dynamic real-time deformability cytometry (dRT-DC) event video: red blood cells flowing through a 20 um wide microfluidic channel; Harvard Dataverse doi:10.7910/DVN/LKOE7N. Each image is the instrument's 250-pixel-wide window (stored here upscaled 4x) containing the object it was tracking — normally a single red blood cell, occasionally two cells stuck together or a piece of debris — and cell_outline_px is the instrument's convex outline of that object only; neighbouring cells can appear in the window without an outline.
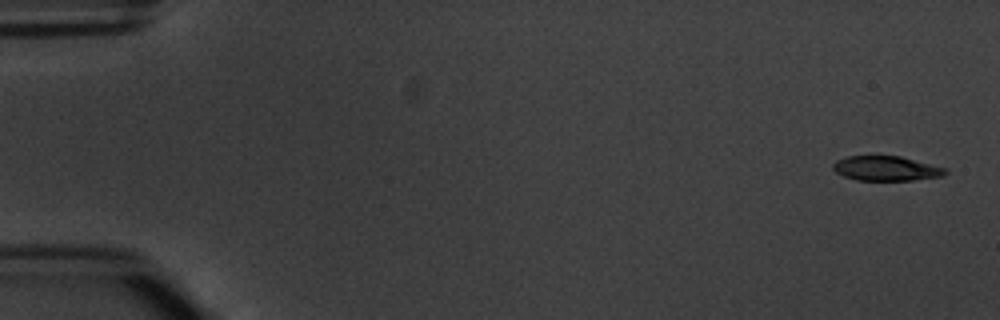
{"species": "common noctule bat (a hibernating species)", "species_latin": "Nyctalus noctula", "temperature_condition": "warm", "stored_images_in_passage": 5, "camera_frame_rate_fps": 3000, "um_per_image_px": 0.085, "animal": {"sex": "male", "body_mass_g": 20.1, "forearm_length_mm": 53.5}, "frame": {"image": 1, "passage_image": 1, "time_ms": 0.0, "image_size_px": [1000, 320], "cell_outline_px": [[948, 172], [944, 176], [912, 180], [856, 180], [844, 176], [836, 172], [832, 168], [832, 164], [836, 160], [848, 156], [900, 156], [948, 168]], "centroid_in_image_um": [75.35, 14.31], "position_along_channel_um": 9.7, "area_um2": 16.24}}